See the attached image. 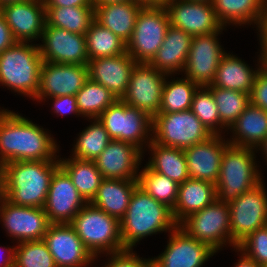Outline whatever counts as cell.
<instances>
[{"mask_svg": "<svg viewBox=\"0 0 267 267\" xmlns=\"http://www.w3.org/2000/svg\"><path fill=\"white\" fill-rule=\"evenodd\" d=\"M32 120L0 108V168L12 161L59 160V145Z\"/></svg>", "mask_w": 267, "mask_h": 267, "instance_id": "6da1fadb", "label": "cell"}, {"mask_svg": "<svg viewBox=\"0 0 267 267\" xmlns=\"http://www.w3.org/2000/svg\"><path fill=\"white\" fill-rule=\"evenodd\" d=\"M59 160L12 161L4 164L3 197L17 206L43 208Z\"/></svg>", "mask_w": 267, "mask_h": 267, "instance_id": "7a4b0ae2", "label": "cell"}, {"mask_svg": "<svg viewBox=\"0 0 267 267\" xmlns=\"http://www.w3.org/2000/svg\"><path fill=\"white\" fill-rule=\"evenodd\" d=\"M177 226L172 210L138 186L120 220L121 242L125 249H133L145 237L171 232Z\"/></svg>", "mask_w": 267, "mask_h": 267, "instance_id": "3957f363", "label": "cell"}, {"mask_svg": "<svg viewBox=\"0 0 267 267\" xmlns=\"http://www.w3.org/2000/svg\"><path fill=\"white\" fill-rule=\"evenodd\" d=\"M42 62L38 43L16 42L0 54V85L33 100Z\"/></svg>", "mask_w": 267, "mask_h": 267, "instance_id": "277c9868", "label": "cell"}, {"mask_svg": "<svg viewBox=\"0 0 267 267\" xmlns=\"http://www.w3.org/2000/svg\"><path fill=\"white\" fill-rule=\"evenodd\" d=\"M255 152L254 148L233 145L225 149L215 184L218 201L230 203L263 182Z\"/></svg>", "mask_w": 267, "mask_h": 267, "instance_id": "5b68a950", "label": "cell"}, {"mask_svg": "<svg viewBox=\"0 0 267 267\" xmlns=\"http://www.w3.org/2000/svg\"><path fill=\"white\" fill-rule=\"evenodd\" d=\"M97 259L100 254L126 250L121 242L120 221L87 203L69 223Z\"/></svg>", "mask_w": 267, "mask_h": 267, "instance_id": "8992f818", "label": "cell"}, {"mask_svg": "<svg viewBox=\"0 0 267 267\" xmlns=\"http://www.w3.org/2000/svg\"><path fill=\"white\" fill-rule=\"evenodd\" d=\"M97 119L104 125L111 140L130 143L143 153L152 141L153 118L121 99L110 105Z\"/></svg>", "mask_w": 267, "mask_h": 267, "instance_id": "52a82bcc", "label": "cell"}, {"mask_svg": "<svg viewBox=\"0 0 267 267\" xmlns=\"http://www.w3.org/2000/svg\"><path fill=\"white\" fill-rule=\"evenodd\" d=\"M152 127L154 142L180 149L206 141L213 135L191 109L176 113H158L153 117Z\"/></svg>", "mask_w": 267, "mask_h": 267, "instance_id": "ba28073f", "label": "cell"}, {"mask_svg": "<svg viewBox=\"0 0 267 267\" xmlns=\"http://www.w3.org/2000/svg\"><path fill=\"white\" fill-rule=\"evenodd\" d=\"M169 26L165 7L143 6L136 17L132 37L127 42V53L137 63L149 64L161 47Z\"/></svg>", "mask_w": 267, "mask_h": 267, "instance_id": "9c48e42d", "label": "cell"}, {"mask_svg": "<svg viewBox=\"0 0 267 267\" xmlns=\"http://www.w3.org/2000/svg\"><path fill=\"white\" fill-rule=\"evenodd\" d=\"M178 226L216 253L226 244L232 246L228 203L216 199L201 211L189 215Z\"/></svg>", "mask_w": 267, "mask_h": 267, "instance_id": "30bf717a", "label": "cell"}, {"mask_svg": "<svg viewBox=\"0 0 267 267\" xmlns=\"http://www.w3.org/2000/svg\"><path fill=\"white\" fill-rule=\"evenodd\" d=\"M228 206L232 247L235 250L243 239L264 227L267 222V190L264 181L238 196Z\"/></svg>", "mask_w": 267, "mask_h": 267, "instance_id": "8fae6325", "label": "cell"}, {"mask_svg": "<svg viewBox=\"0 0 267 267\" xmlns=\"http://www.w3.org/2000/svg\"><path fill=\"white\" fill-rule=\"evenodd\" d=\"M225 28L223 26L217 32L192 37L183 73L199 86L211 85L215 80L220 60L227 53L217 37Z\"/></svg>", "mask_w": 267, "mask_h": 267, "instance_id": "7c38bea8", "label": "cell"}, {"mask_svg": "<svg viewBox=\"0 0 267 267\" xmlns=\"http://www.w3.org/2000/svg\"><path fill=\"white\" fill-rule=\"evenodd\" d=\"M167 76L168 74L156 70L150 64L137 63L121 100L129 106L145 111L153 118L159 113Z\"/></svg>", "mask_w": 267, "mask_h": 267, "instance_id": "4fadbf2b", "label": "cell"}, {"mask_svg": "<svg viewBox=\"0 0 267 267\" xmlns=\"http://www.w3.org/2000/svg\"><path fill=\"white\" fill-rule=\"evenodd\" d=\"M38 44L43 61L87 65L89 61L85 35L45 24Z\"/></svg>", "mask_w": 267, "mask_h": 267, "instance_id": "5bb4252c", "label": "cell"}, {"mask_svg": "<svg viewBox=\"0 0 267 267\" xmlns=\"http://www.w3.org/2000/svg\"><path fill=\"white\" fill-rule=\"evenodd\" d=\"M88 79L87 65L43 61L40 68L39 89L33 101L42 102L46 101V98L57 96H75Z\"/></svg>", "mask_w": 267, "mask_h": 267, "instance_id": "9a60e30c", "label": "cell"}, {"mask_svg": "<svg viewBox=\"0 0 267 267\" xmlns=\"http://www.w3.org/2000/svg\"><path fill=\"white\" fill-rule=\"evenodd\" d=\"M0 218L8 236L16 238L17 243L42 240L51 224L43 208L17 206L4 197L0 200Z\"/></svg>", "mask_w": 267, "mask_h": 267, "instance_id": "2e32d148", "label": "cell"}, {"mask_svg": "<svg viewBox=\"0 0 267 267\" xmlns=\"http://www.w3.org/2000/svg\"><path fill=\"white\" fill-rule=\"evenodd\" d=\"M43 240L57 267H86L96 258L69 223H51Z\"/></svg>", "mask_w": 267, "mask_h": 267, "instance_id": "e0dca14e", "label": "cell"}, {"mask_svg": "<svg viewBox=\"0 0 267 267\" xmlns=\"http://www.w3.org/2000/svg\"><path fill=\"white\" fill-rule=\"evenodd\" d=\"M0 13L17 42H30L41 39L46 24L44 0H25L4 4Z\"/></svg>", "mask_w": 267, "mask_h": 267, "instance_id": "ac0fdd59", "label": "cell"}, {"mask_svg": "<svg viewBox=\"0 0 267 267\" xmlns=\"http://www.w3.org/2000/svg\"><path fill=\"white\" fill-rule=\"evenodd\" d=\"M165 9L170 25L192 37L217 32L223 27L211 2L171 0Z\"/></svg>", "mask_w": 267, "mask_h": 267, "instance_id": "d6986e66", "label": "cell"}, {"mask_svg": "<svg viewBox=\"0 0 267 267\" xmlns=\"http://www.w3.org/2000/svg\"><path fill=\"white\" fill-rule=\"evenodd\" d=\"M169 242L158 257H154L155 267H203L216 252L207 244L191 238L177 226L169 234Z\"/></svg>", "mask_w": 267, "mask_h": 267, "instance_id": "ffe728a7", "label": "cell"}, {"mask_svg": "<svg viewBox=\"0 0 267 267\" xmlns=\"http://www.w3.org/2000/svg\"><path fill=\"white\" fill-rule=\"evenodd\" d=\"M87 204L68 174L59 167L53 174L43 209L50 223H70Z\"/></svg>", "mask_w": 267, "mask_h": 267, "instance_id": "44dd1931", "label": "cell"}, {"mask_svg": "<svg viewBox=\"0 0 267 267\" xmlns=\"http://www.w3.org/2000/svg\"><path fill=\"white\" fill-rule=\"evenodd\" d=\"M143 152L136 146L111 140L93 161L104 179L138 180Z\"/></svg>", "mask_w": 267, "mask_h": 267, "instance_id": "7402d4cb", "label": "cell"}, {"mask_svg": "<svg viewBox=\"0 0 267 267\" xmlns=\"http://www.w3.org/2000/svg\"><path fill=\"white\" fill-rule=\"evenodd\" d=\"M223 137L212 135L206 141L184 149L190 178L216 184L223 153L230 145Z\"/></svg>", "mask_w": 267, "mask_h": 267, "instance_id": "603a6c76", "label": "cell"}, {"mask_svg": "<svg viewBox=\"0 0 267 267\" xmlns=\"http://www.w3.org/2000/svg\"><path fill=\"white\" fill-rule=\"evenodd\" d=\"M136 64L137 62L127 52L117 56L91 59L87 64L89 79L106 87L117 99H122Z\"/></svg>", "mask_w": 267, "mask_h": 267, "instance_id": "cb8c5ba5", "label": "cell"}, {"mask_svg": "<svg viewBox=\"0 0 267 267\" xmlns=\"http://www.w3.org/2000/svg\"><path fill=\"white\" fill-rule=\"evenodd\" d=\"M258 64L255 69L232 53H226L220 60L215 80L212 85L217 88H223L234 91H241L251 94L254 79L259 69L266 63V59L260 50L258 55Z\"/></svg>", "mask_w": 267, "mask_h": 267, "instance_id": "d4e9b609", "label": "cell"}, {"mask_svg": "<svg viewBox=\"0 0 267 267\" xmlns=\"http://www.w3.org/2000/svg\"><path fill=\"white\" fill-rule=\"evenodd\" d=\"M191 42L190 34L170 25L161 47L149 64L168 75L184 71Z\"/></svg>", "mask_w": 267, "mask_h": 267, "instance_id": "484cf974", "label": "cell"}, {"mask_svg": "<svg viewBox=\"0 0 267 267\" xmlns=\"http://www.w3.org/2000/svg\"><path fill=\"white\" fill-rule=\"evenodd\" d=\"M216 199L215 184L188 178L178 186V198L172 210L173 218L179 225L189 215L201 211Z\"/></svg>", "mask_w": 267, "mask_h": 267, "instance_id": "4316f807", "label": "cell"}, {"mask_svg": "<svg viewBox=\"0 0 267 267\" xmlns=\"http://www.w3.org/2000/svg\"><path fill=\"white\" fill-rule=\"evenodd\" d=\"M229 129L230 145L257 149L267 137V111L250 103Z\"/></svg>", "mask_w": 267, "mask_h": 267, "instance_id": "83f0119b", "label": "cell"}, {"mask_svg": "<svg viewBox=\"0 0 267 267\" xmlns=\"http://www.w3.org/2000/svg\"><path fill=\"white\" fill-rule=\"evenodd\" d=\"M138 186V180L103 179L90 203L120 221Z\"/></svg>", "mask_w": 267, "mask_h": 267, "instance_id": "f1b7e54d", "label": "cell"}, {"mask_svg": "<svg viewBox=\"0 0 267 267\" xmlns=\"http://www.w3.org/2000/svg\"><path fill=\"white\" fill-rule=\"evenodd\" d=\"M142 7L136 0L94 6L95 20L127 43L132 37L136 17Z\"/></svg>", "mask_w": 267, "mask_h": 267, "instance_id": "f546056e", "label": "cell"}, {"mask_svg": "<svg viewBox=\"0 0 267 267\" xmlns=\"http://www.w3.org/2000/svg\"><path fill=\"white\" fill-rule=\"evenodd\" d=\"M266 4L267 0H212L216 17L223 26L253 23L257 30L261 26Z\"/></svg>", "mask_w": 267, "mask_h": 267, "instance_id": "4dcf8cb0", "label": "cell"}, {"mask_svg": "<svg viewBox=\"0 0 267 267\" xmlns=\"http://www.w3.org/2000/svg\"><path fill=\"white\" fill-rule=\"evenodd\" d=\"M151 151L147 165L155 172L182 184L189 177L184 149L160 145L153 140L147 146Z\"/></svg>", "mask_w": 267, "mask_h": 267, "instance_id": "1f68e13d", "label": "cell"}, {"mask_svg": "<svg viewBox=\"0 0 267 267\" xmlns=\"http://www.w3.org/2000/svg\"><path fill=\"white\" fill-rule=\"evenodd\" d=\"M69 157L59 159L60 167L71 178L79 194L90 203L104 178L94 161Z\"/></svg>", "mask_w": 267, "mask_h": 267, "instance_id": "d6a6232c", "label": "cell"}, {"mask_svg": "<svg viewBox=\"0 0 267 267\" xmlns=\"http://www.w3.org/2000/svg\"><path fill=\"white\" fill-rule=\"evenodd\" d=\"M46 24L83 34L95 20L94 6L45 7Z\"/></svg>", "mask_w": 267, "mask_h": 267, "instance_id": "836d02e7", "label": "cell"}, {"mask_svg": "<svg viewBox=\"0 0 267 267\" xmlns=\"http://www.w3.org/2000/svg\"><path fill=\"white\" fill-rule=\"evenodd\" d=\"M85 39L89 60L122 55L127 52V43L96 20L85 33Z\"/></svg>", "mask_w": 267, "mask_h": 267, "instance_id": "e575fe53", "label": "cell"}, {"mask_svg": "<svg viewBox=\"0 0 267 267\" xmlns=\"http://www.w3.org/2000/svg\"><path fill=\"white\" fill-rule=\"evenodd\" d=\"M169 76L173 78L168 75L165 79L159 113H176L191 109L194 94L200 86L183 76L169 81Z\"/></svg>", "mask_w": 267, "mask_h": 267, "instance_id": "d590c367", "label": "cell"}, {"mask_svg": "<svg viewBox=\"0 0 267 267\" xmlns=\"http://www.w3.org/2000/svg\"><path fill=\"white\" fill-rule=\"evenodd\" d=\"M75 97L80 115L89 120L98 118L118 100L110 90L91 79L85 82Z\"/></svg>", "mask_w": 267, "mask_h": 267, "instance_id": "8d00e7d4", "label": "cell"}, {"mask_svg": "<svg viewBox=\"0 0 267 267\" xmlns=\"http://www.w3.org/2000/svg\"><path fill=\"white\" fill-rule=\"evenodd\" d=\"M111 141L104 125L97 119H91V124L86 127L73 145L72 157L82 160L96 159Z\"/></svg>", "mask_w": 267, "mask_h": 267, "instance_id": "74e56055", "label": "cell"}, {"mask_svg": "<svg viewBox=\"0 0 267 267\" xmlns=\"http://www.w3.org/2000/svg\"><path fill=\"white\" fill-rule=\"evenodd\" d=\"M138 184L156 201L173 210L178 198L179 184L169 177L153 171L147 164L139 172Z\"/></svg>", "mask_w": 267, "mask_h": 267, "instance_id": "f35d334b", "label": "cell"}, {"mask_svg": "<svg viewBox=\"0 0 267 267\" xmlns=\"http://www.w3.org/2000/svg\"><path fill=\"white\" fill-rule=\"evenodd\" d=\"M214 97L218 108L220 123L227 129L238 119L251 103L250 94L241 91L228 90L206 86Z\"/></svg>", "mask_w": 267, "mask_h": 267, "instance_id": "ab89813d", "label": "cell"}, {"mask_svg": "<svg viewBox=\"0 0 267 267\" xmlns=\"http://www.w3.org/2000/svg\"><path fill=\"white\" fill-rule=\"evenodd\" d=\"M191 110L208 131L213 135H221L222 129L225 127L220 123L218 108L212 92L206 86H200L195 92Z\"/></svg>", "mask_w": 267, "mask_h": 267, "instance_id": "60d3db41", "label": "cell"}, {"mask_svg": "<svg viewBox=\"0 0 267 267\" xmlns=\"http://www.w3.org/2000/svg\"><path fill=\"white\" fill-rule=\"evenodd\" d=\"M17 244L15 246L14 267H57L43 239Z\"/></svg>", "mask_w": 267, "mask_h": 267, "instance_id": "b9f144b4", "label": "cell"}, {"mask_svg": "<svg viewBox=\"0 0 267 267\" xmlns=\"http://www.w3.org/2000/svg\"><path fill=\"white\" fill-rule=\"evenodd\" d=\"M247 258L262 267H267V228L264 226L250 233L236 248Z\"/></svg>", "mask_w": 267, "mask_h": 267, "instance_id": "7bdbcfd3", "label": "cell"}, {"mask_svg": "<svg viewBox=\"0 0 267 267\" xmlns=\"http://www.w3.org/2000/svg\"><path fill=\"white\" fill-rule=\"evenodd\" d=\"M108 262L102 267H155L153 258H142L137 256L133 249L107 254ZM110 255V256H109Z\"/></svg>", "mask_w": 267, "mask_h": 267, "instance_id": "ee69618b", "label": "cell"}, {"mask_svg": "<svg viewBox=\"0 0 267 267\" xmlns=\"http://www.w3.org/2000/svg\"><path fill=\"white\" fill-rule=\"evenodd\" d=\"M250 100L253 105L267 111V62L255 76Z\"/></svg>", "mask_w": 267, "mask_h": 267, "instance_id": "f6af8a7d", "label": "cell"}, {"mask_svg": "<svg viewBox=\"0 0 267 267\" xmlns=\"http://www.w3.org/2000/svg\"><path fill=\"white\" fill-rule=\"evenodd\" d=\"M54 102L52 109L54 113H56L59 116H64L66 114H74L78 116H81L78 108H77V102L76 97L71 95L66 96H57V97H50L47 98Z\"/></svg>", "mask_w": 267, "mask_h": 267, "instance_id": "bcb514c9", "label": "cell"}, {"mask_svg": "<svg viewBox=\"0 0 267 267\" xmlns=\"http://www.w3.org/2000/svg\"><path fill=\"white\" fill-rule=\"evenodd\" d=\"M16 42L10 27L6 23L5 17L0 13V54Z\"/></svg>", "mask_w": 267, "mask_h": 267, "instance_id": "7dc6e473", "label": "cell"}, {"mask_svg": "<svg viewBox=\"0 0 267 267\" xmlns=\"http://www.w3.org/2000/svg\"><path fill=\"white\" fill-rule=\"evenodd\" d=\"M45 7L94 6L93 0H44Z\"/></svg>", "mask_w": 267, "mask_h": 267, "instance_id": "c3c4849f", "label": "cell"}, {"mask_svg": "<svg viewBox=\"0 0 267 267\" xmlns=\"http://www.w3.org/2000/svg\"><path fill=\"white\" fill-rule=\"evenodd\" d=\"M12 247L11 246L5 247L6 254L8 255L5 257V259H3V263L2 262L0 263V267H14L15 246ZM2 251H4V249H2Z\"/></svg>", "mask_w": 267, "mask_h": 267, "instance_id": "681fc988", "label": "cell"}, {"mask_svg": "<svg viewBox=\"0 0 267 267\" xmlns=\"http://www.w3.org/2000/svg\"><path fill=\"white\" fill-rule=\"evenodd\" d=\"M241 258L238 259V263H235L233 267H262L253 260L247 258L242 252H240Z\"/></svg>", "mask_w": 267, "mask_h": 267, "instance_id": "f907efd6", "label": "cell"}, {"mask_svg": "<svg viewBox=\"0 0 267 267\" xmlns=\"http://www.w3.org/2000/svg\"><path fill=\"white\" fill-rule=\"evenodd\" d=\"M142 6L165 7L171 0H136Z\"/></svg>", "mask_w": 267, "mask_h": 267, "instance_id": "816d5d0a", "label": "cell"}, {"mask_svg": "<svg viewBox=\"0 0 267 267\" xmlns=\"http://www.w3.org/2000/svg\"><path fill=\"white\" fill-rule=\"evenodd\" d=\"M259 38H267V4L260 28L258 29Z\"/></svg>", "mask_w": 267, "mask_h": 267, "instance_id": "f5cc1de1", "label": "cell"}, {"mask_svg": "<svg viewBox=\"0 0 267 267\" xmlns=\"http://www.w3.org/2000/svg\"><path fill=\"white\" fill-rule=\"evenodd\" d=\"M132 0H93L94 6H100L105 4L123 3Z\"/></svg>", "mask_w": 267, "mask_h": 267, "instance_id": "db71d44e", "label": "cell"}, {"mask_svg": "<svg viewBox=\"0 0 267 267\" xmlns=\"http://www.w3.org/2000/svg\"><path fill=\"white\" fill-rule=\"evenodd\" d=\"M260 41V49L266 59L267 62V38H259Z\"/></svg>", "mask_w": 267, "mask_h": 267, "instance_id": "11a10c76", "label": "cell"}, {"mask_svg": "<svg viewBox=\"0 0 267 267\" xmlns=\"http://www.w3.org/2000/svg\"><path fill=\"white\" fill-rule=\"evenodd\" d=\"M256 150L257 151L260 150L262 154L265 156L264 158L267 161V137L265 138L264 142Z\"/></svg>", "mask_w": 267, "mask_h": 267, "instance_id": "9f6ffc18", "label": "cell"}, {"mask_svg": "<svg viewBox=\"0 0 267 267\" xmlns=\"http://www.w3.org/2000/svg\"><path fill=\"white\" fill-rule=\"evenodd\" d=\"M20 1H25V0H0V7L7 3L20 2Z\"/></svg>", "mask_w": 267, "mask_h": 267, "instance_id": "6f0895ef", "label": "cell"}, {"mask_svg": "<svg viewBox=\"0 0 267 267\" xmlns=\"http://www.w3.org/2000/svg\"><path fill=\"white\" fill-rule=\"evenodd\" d=\"M3 197V188H2V173L0 169V200Z\"/></svg>", "mask_w": 267, "mask_h": 267, "instance_id": "680465c9", "label": "cell"}, {"mask_svg": "<svg viewBox=\"0 0 267 267\" xmlns=\"http://www.w3.org/2000/svg\"><path fill=\"white\" fill-rule=\"evenodd\" d=\"M184 1H190V2H211L212 0H184Z\"/></svg>", "mask_w": 267, "mask_h": 267, "instance_id": "91938a15", "label": "cell"}]
</instances>
